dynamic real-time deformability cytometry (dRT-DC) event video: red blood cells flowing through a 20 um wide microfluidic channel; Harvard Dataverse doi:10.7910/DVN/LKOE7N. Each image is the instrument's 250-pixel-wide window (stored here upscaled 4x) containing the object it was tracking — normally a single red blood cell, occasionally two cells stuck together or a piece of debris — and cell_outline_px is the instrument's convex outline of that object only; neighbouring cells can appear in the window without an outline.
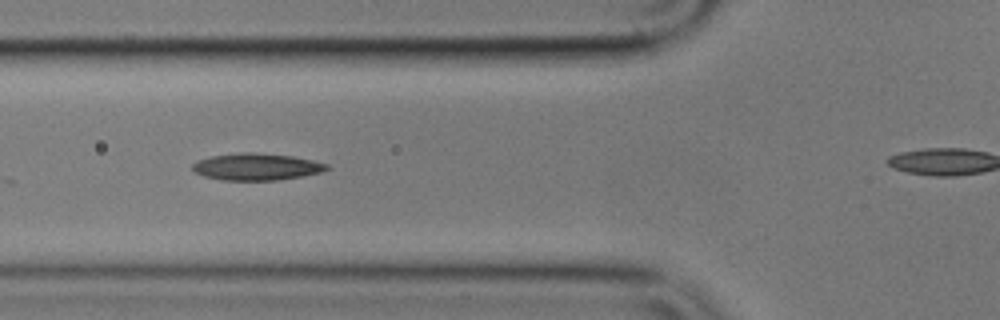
{"species": "common noctule bat (a hibernating species)", "species_latin": "Nyctalus noctula", "temperature_condition": "cold", "stored_images_in_passage": 17, "camera_frame_rate_fps": 3000, "um_per_image_px": 0.085, "animal": {"sex": "male", "body_mass_g": 17.9}, "frame": {"image": 1, "passage_image": 7, "time_ms": 2.0, "image_size_px": [1000, 320], "cell_outline_px": [[328, 168], [320, 172], [300, 176], [276, 180], [220, 180], [204, 176], [196, 172], [192, 168], [192, 164], [196, 160], [212, 156], [240, 152], [252, 152], [292, 156], [312, 160], [328, 164]], "centroid_in_image_um": [21.75, 14.17], "position_along_channel_um": 104.0, "area_um2": 20.87}}